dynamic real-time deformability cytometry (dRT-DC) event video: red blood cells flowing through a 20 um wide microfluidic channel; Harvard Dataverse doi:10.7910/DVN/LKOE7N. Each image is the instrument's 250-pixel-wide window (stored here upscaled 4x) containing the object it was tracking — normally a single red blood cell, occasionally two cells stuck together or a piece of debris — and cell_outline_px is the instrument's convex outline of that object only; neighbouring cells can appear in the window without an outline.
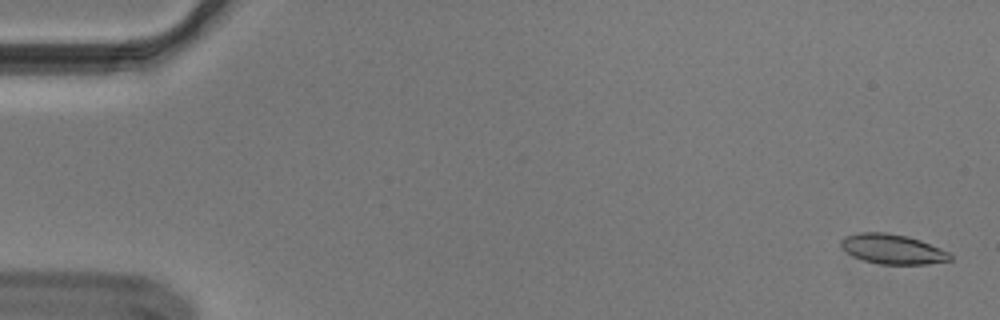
{"species": "Egyptian fruit bat (a non-hibernating species)", "species_latin": "Rousettus aegyptiacus", "temperature_condition": "cold", "stored_images_in_passage": 55, "segment_of_instrument_passage": [1, 2], "camera_frame_rate_fps": 3000, "um_per_image_px": 0.085, "animal": {"sex": "male"}, "frame": {"image": 1, "passage_image": 2, "time_ms": 0.333, "image_size_px": [1000, 320], "cell_outline_px": [[952, 260], [928, 264], [880, 264], [864, 260], [852, 256], [840, 244], [840, 240], [844, 236], [860, 232], [884, 232], [908, 236], [920, 240], [940, 248], [948, 252], [952, 256]], "centroid_in_image_um": [75.87, 21.17], "position_along_channel_um": 9.1, "area_um2": 18.9}}
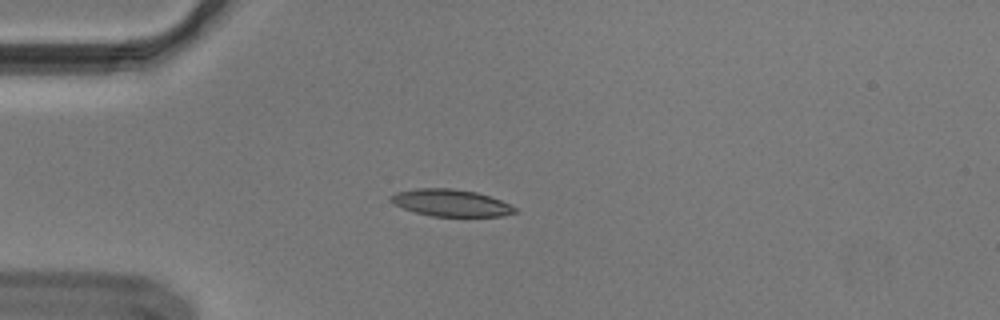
{"frame": {"image": 2, "passage_image": 15, "time_ms": 4.667, "image_size_px": [1000, 320], "cell_outline_px": [[520, 212], [504, 216], [432, 216], [416, 212], [392, 204], [388, 200], [388, 196], [396, 192], [416, 188], [452, 188], [476, 192], [500, 200], [516, 208]], "centroid_in_image_um": [38.29, 17.24], "position_along_channel_um": 46.7, "area_um2": 19.59}}
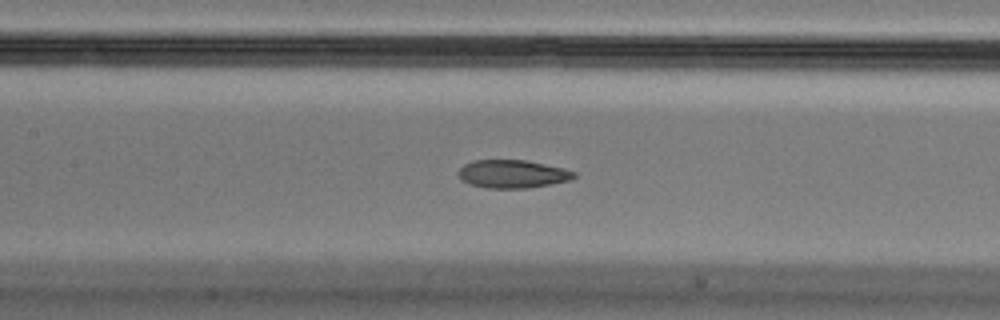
{"frame": {"image": 3, "passage_image": 26, "time_ms": 8.333, "image_size_px": [1000, 320], "cell_outline_px": [[576, 176], [568, 180], [528, 188], [488, 188], [472, 184], [460, 180], [456, 172], [464, 164], [476, 160], [524, 160], [564, 168], [576, 172]], "centroid_in_image_um": [43.52, 14.78], "position_along_channel_um": 163.9, "area_um2": 18.79}}